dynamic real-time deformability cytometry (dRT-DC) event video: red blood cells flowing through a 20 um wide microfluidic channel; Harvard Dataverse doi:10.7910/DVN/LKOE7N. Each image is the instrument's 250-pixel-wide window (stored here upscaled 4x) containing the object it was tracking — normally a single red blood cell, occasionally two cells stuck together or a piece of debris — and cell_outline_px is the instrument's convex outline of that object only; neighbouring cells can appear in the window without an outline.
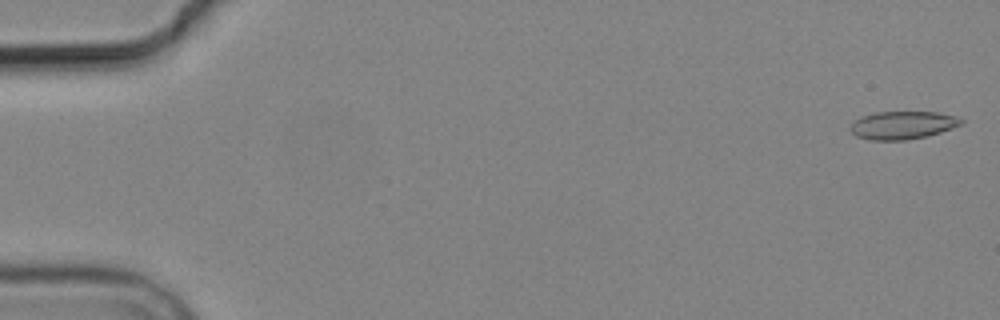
{"species": "common noctule bat (a hibernating species)", "species_latin": "Nyctalus noctula", "temperature_condition": "cold", "stored_images_in_passage": 5, "camera_frame_rate_fps": 3000, "um_per_image_px": 0.085, "animal": {"sex": "male", "body_mass_g": 19.2, "forearm_length_mm": 51.8}, "frame": {"image": 1, "passage_image": 1, "time_ms": 0.0, "image_size_px": [1000, 320], "cell_outline_px": [[964, 124], [940, 132], [924, 136], [904, 140], [872, 140], [856, 136], [848, 128], [860, 116], [872, 112], [936, 112], [956, 116], [964, 120]], "centroid_in_image_um": [76.71, 10.63], "position_along_channel_um": 8.3, "area_um2": 18.03}}
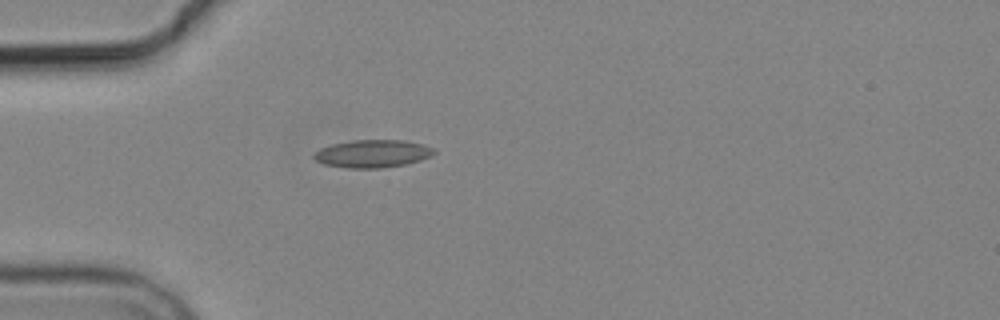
{"frame": {"image": 2, "passage_image": 5, "time_ms": 5.0, "image_size_px": [1000, 320], "cell_outline_px": [[436, 152], [432, 156], [420, 160], [404, 164], [380, 168], [348, 168], [324, 164], [316, 160], [312, 156], [320, 148], [332, 144], [352, 140], [404, 140], [424, 144], [436, 148]], "centroid_in_image_um": [31.71, 13.05], "position_along_channel_um": 53.3, "area_um2": 19.48}}